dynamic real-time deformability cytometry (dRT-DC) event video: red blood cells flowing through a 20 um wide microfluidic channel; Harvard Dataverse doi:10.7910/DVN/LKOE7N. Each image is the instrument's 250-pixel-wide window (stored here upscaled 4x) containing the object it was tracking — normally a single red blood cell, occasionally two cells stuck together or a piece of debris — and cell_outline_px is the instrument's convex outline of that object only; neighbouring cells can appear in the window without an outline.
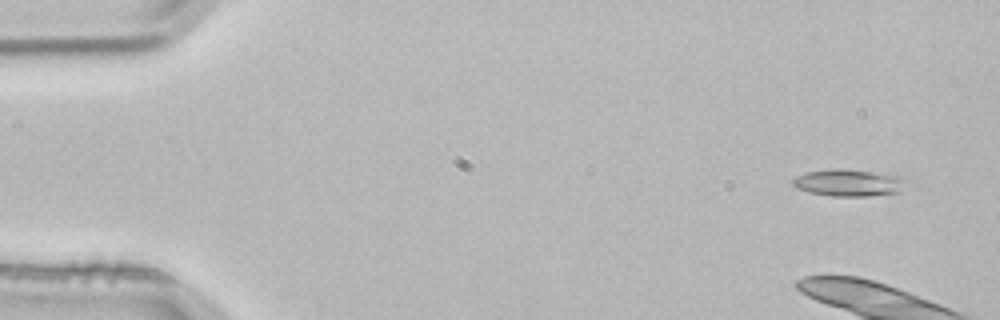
{"species": "common noctule bat (a hibernating species)", "species_latin": "Nyctalus noctula", "temperature_condition": "room temperature", "stored_images_in_passage": 4, "segment_of_instrument_passage": [2, 2], "camera_frame_rate_fps": 3000, "um_per_image_px": 0.085, "animal": {"sex": "male", "body_mass_g": 21.5, "forearm_length_mm": 52.0}, "frame": {"image": 1, "passage_image": 4, "time_ms": 1.0, "image_size_px": [1000, 320], "cell_outline_px": [[916, 184], [900, 192], [868, 196], [832, 196], [808, 192], [796, 188], [792, 184], [792, 180], [796, 176], [804, 172], [832, 168], [840, 168], [872, 172], [896, 176], [916, 180]], "centroid_in_image_um": [72.27, 15.53], "position_along_channel_um": 12.7, "area_um2": 18.55}}